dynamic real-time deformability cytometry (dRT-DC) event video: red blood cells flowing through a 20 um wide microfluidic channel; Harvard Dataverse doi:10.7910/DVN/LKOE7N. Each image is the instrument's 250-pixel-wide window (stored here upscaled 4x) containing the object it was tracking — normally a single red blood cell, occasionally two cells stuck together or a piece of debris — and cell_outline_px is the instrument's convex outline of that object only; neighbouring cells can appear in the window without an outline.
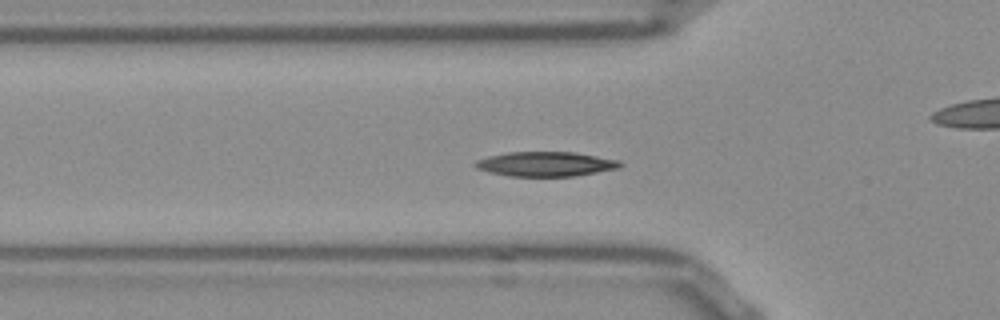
{"species": "Egyptian fruit bat (a non-hibernating species)", "species_latin": "Rousettus aegyptiacus", "temperature_condition": "room temperature", "stored_images_in_passage": 36, "camera_frame_rate_fps": 3000, "um_per_image_px": 0.085, "frame": {"image": 1, "passage_image": 11, "time_ms": 3.333, "image_size_px": [1000, 320], "cell_outline_px": [[624, 164], [620, 168], [572, 176], [508, 176], [488, 172], [476, 168], [476, 160], [508, 152], [572, 152], [620, 160]], "centroid_in_image_um": [46.41, 13.94], "position_along_channel_um": 79.4, "area_um2": 20.58}}
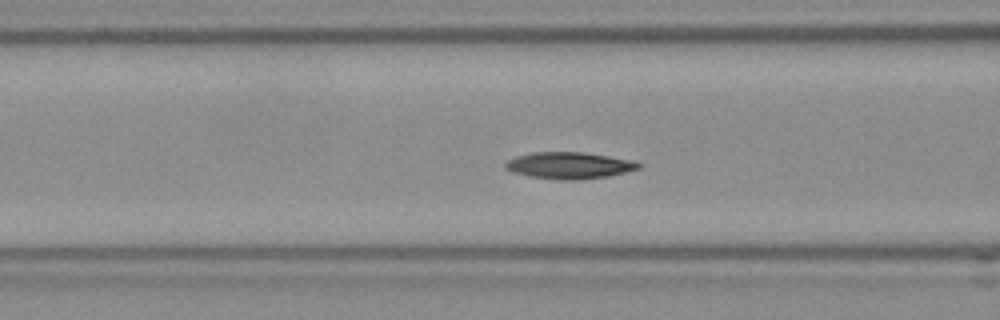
{"frame": {"image": 2, "passage_image": 14, "time_ms": 4.333, "image_size_px": [1000, 320], "cell_outline_px": [[640, 168], [608, 176], [580, 180], [560, 180], [532, 176], [516, 172], [504, 168], [504, 164], [508, 160], [516, 156], [532, 152], [584, 152], [632, 160], [640, 164]], "centroid_in_image_um": [48.38, 14.05], "position_along_channel_um": 118.2, "area_um2": 20.46}}
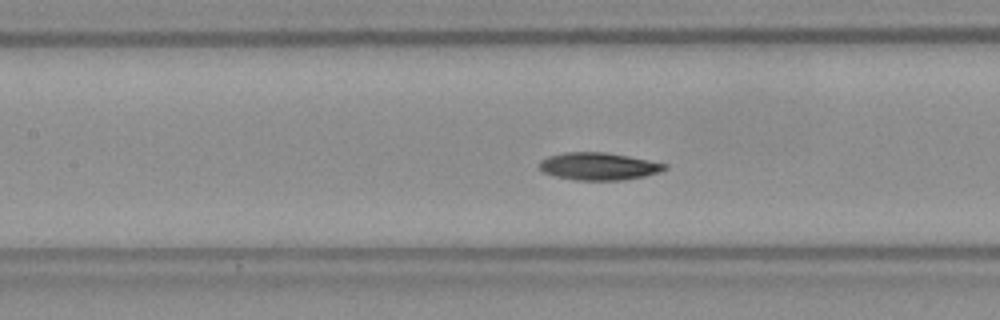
{"frame": {"image": 3, "passage_image": 17, "time_ms": 5.333, "image_size_px": [1000, 320], "cell_outline_px": [[668, 168], [644, 176], [624, 180], [576, 180], [556, 176], [544, 172], [540, 168], [540, 160], [548, 156], [564, 152], [604, 152], [628, 156], [668, 164]], "centroid_in_image_um": [50.88, 14.13], "position_along_channel_um": 156.5, "area_um2": 19.88}, "authors_computed_cell_mechanics": {"area_um2": 20.1722, "velocity_mm_per_s": 3.8096, "shape_relaxation_time_tau1_ms": 2.8215, "shape_relaxation_time_tau2_ms": 6.0214, "deformation_change_tau1": 0.1197, "deformation_change_tau2": 0.094}}